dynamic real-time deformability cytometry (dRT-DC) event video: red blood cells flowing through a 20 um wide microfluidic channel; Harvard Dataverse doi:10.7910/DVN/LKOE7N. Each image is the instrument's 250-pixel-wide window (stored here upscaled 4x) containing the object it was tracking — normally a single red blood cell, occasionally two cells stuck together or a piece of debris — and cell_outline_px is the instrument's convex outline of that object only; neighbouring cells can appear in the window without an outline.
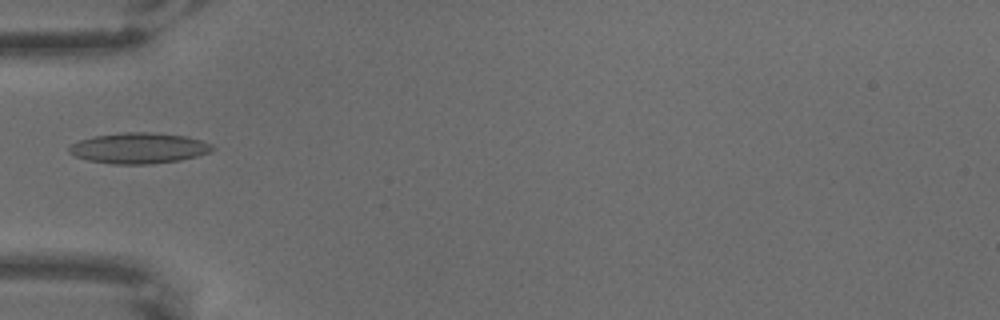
{"species": "common noctule bat (a hibernating species)", "species_latin": "Nyctalus noctula", "temperature_condition": "warm", "stored_images_in_passage": 11, "camera_frame_rate_fps": 3000, "um_per_image_px": 0.085, "animal": {"sex": "male", "body_mass_g": 18.8}, "frame": {"image": 1, "passage_image": 5, "time_ms": 1.333, "image_size_px": [1000, 320], "cell_outline_px": [[216, 148], [212, 152], [180, 160], [152, 164], [112, 164], [88, 160], [76, 156], [68, 152], [68, 148], [72, 144], [80, 140], [96, 136], [124, 132], [152, 132], [188, 136], [212, 144]], "centroid_in_image_um": [11.85, 12.59], "position_along_channel_um": 73.2, "area_um2": 25.72}}
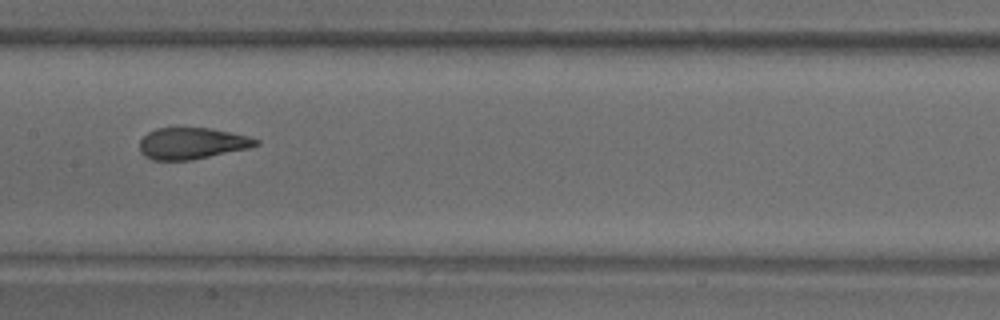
{"frame": {"image": 2, "passage_image": 8, "time_ms": 2.333, "image_size_px": [1000, 320], "cell_outline_px": [[260, 144], [248, 148], [192, 160], [152, 160], [144, 156], [140, 152], [140, 140], [148, 132], [156, 128], [212, 128], [248, 136], [260, 140]], "centroid_in_image_um": [16.31, 12.19], "position_along_channel_um": 191.1, "area_um2": 21.33}}
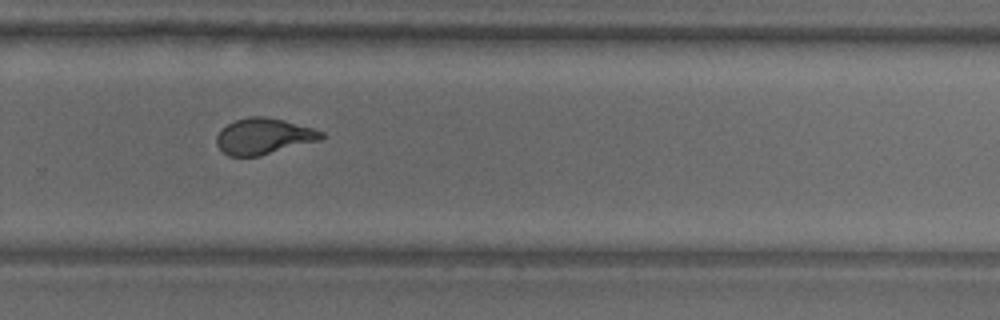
{"frame": {"image": 3, "passage_image": 11, "time_ms": 3.333, "image_size_px": [1000, 320], "cell_outline_px": [[324, 136], [320, 140], [260, 156], [228, 156], [216, 144], [216, 136], [220, 128], [236, 120], [248, 116], [264, 116], [284, 120], [312, 128], [324, 132]], "centroid_in_image_um": [22.39, 11.58], "position_along_channel_um": 307.4, "area_um2": 22.02}}